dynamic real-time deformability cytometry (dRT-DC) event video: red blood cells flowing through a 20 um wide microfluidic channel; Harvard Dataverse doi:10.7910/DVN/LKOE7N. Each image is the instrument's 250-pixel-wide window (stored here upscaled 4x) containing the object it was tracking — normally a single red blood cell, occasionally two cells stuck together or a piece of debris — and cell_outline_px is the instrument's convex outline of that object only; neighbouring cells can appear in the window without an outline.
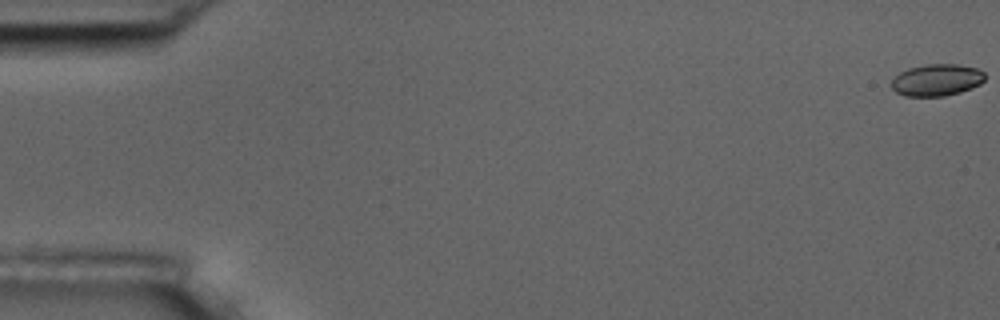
{"species": "common noctule bat (a hibernating species)", "species_latin": "Nyctalus noctula", "temperature_condition": "room temperature", "stored_images_in_passage": 57, "camera_frame_rate_fps": 3000, "um_per_image_px": 0.085, "animal": {"sex": "male", "body_mass_g": 17.5, "forearm_length_mm": 52.3}, "frame": {"image": 1, "passage_image": 1, "time_ms": 0.0, "image_size_px": [1000, 320], "cell_outline_px": [[984, 80], [980, 84], [972, 88], [960, 92], [944, 96], [904, 96], [896, 92], [892, 88], [892, 80], [900, 72], [908, 68], [928, 64], [956, 64], [976, 68], [984, 72]], "centroid_in_image_um": [79.62, 6.8], "position_along_channel_um": 5.4, "area_um2": 17.28}}
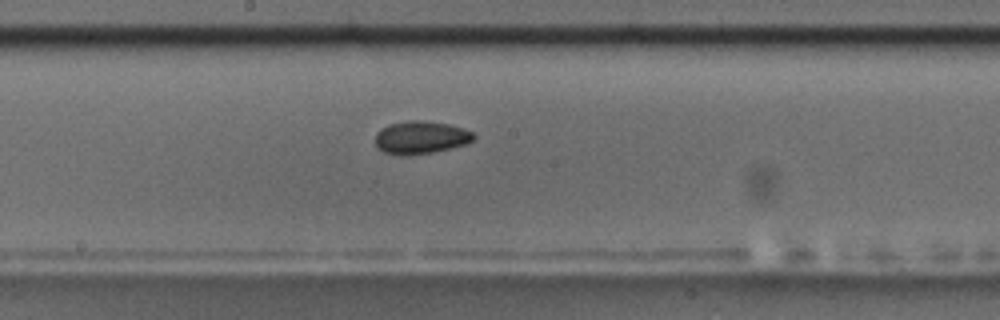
{"frame": {"image": 2, "passage_image": 31, "time_ms": 10.0, "image_size_px": [1000, 320], "cell_outline_px": [[476, 136], [472, 140], [464, 144], [432, 152], [408, 156], [400, 156], [384, 152], [376, 148], [376, 132], [380, 128], [388, 124], [408, 120], [424, 120], [448, 124], [464, 128], [472, 132]], "centroid_in_image_um": [35.71, 11.68], "position_along_channel_um": 212.5, "area_um2": 18.96}}
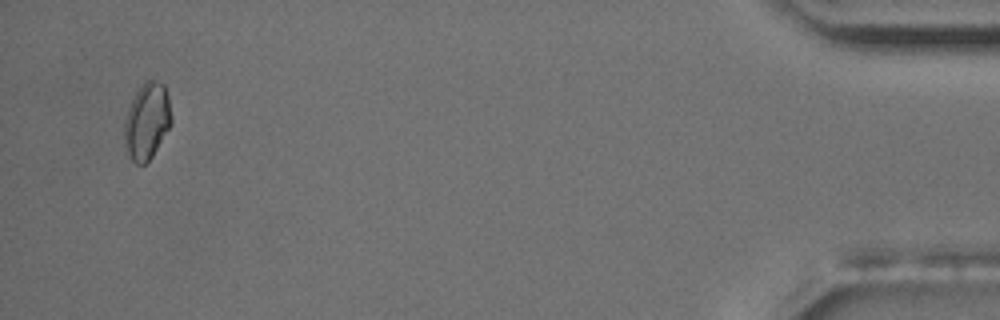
{"frame": {"image": 3, "passage_image": 55, "time_ms": 18.0, "image_size_px": [1000, 320], "cell_outline_px": [[172, 124], [152, 156], [144, 164], [136, 164], [128, 156], [124, 144], [124, 120], [128, 108], [136, 92], [144, 80], [152, 76], [164, 84], [168, 96], [172, 120]], "centroid_in_image_um": [12.49, 10.25], "position_along_channel_um": 422.7, "area_um2": 21.33}, "authors_computed_cell_mechanics": {"area_um2": 18.0336, "velocity_mm_per_s": 3.631, "shape_relaxation_time_tau1_ms": null, "shape_relaxation_time_tau2_ms": 8.8175, "deformation_change_tau1": null, "deformation_change_tau2": 0.099}}